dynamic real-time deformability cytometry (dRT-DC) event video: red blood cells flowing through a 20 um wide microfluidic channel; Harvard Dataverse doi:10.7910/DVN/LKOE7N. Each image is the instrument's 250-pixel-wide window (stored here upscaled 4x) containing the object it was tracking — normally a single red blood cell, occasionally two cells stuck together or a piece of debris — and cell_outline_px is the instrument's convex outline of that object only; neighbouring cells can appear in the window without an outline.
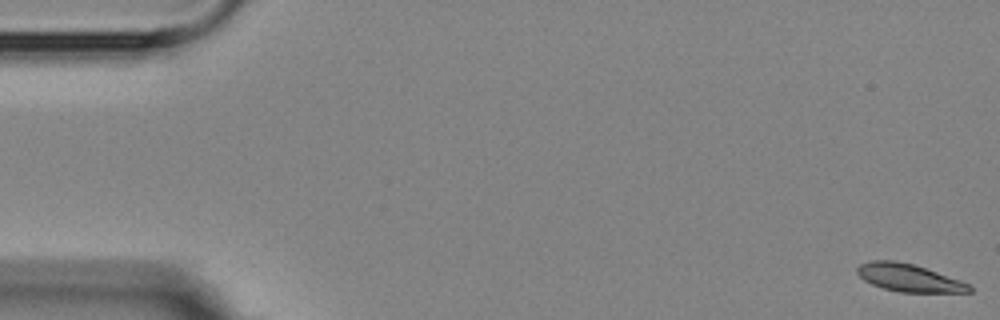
{"species": "Egyptian fruit bat (a non-hibernating species)", "species_latin": "Rousettus aegyptiacus", "temperature_condition": "room temperature", "stored_images_in_passage": 6, "camera_frame_rate_fps": 3000, "um_per_image_px": 0.085, "animal": {"sex": "female"}, "frame": {"image": 1, "passage_image": 1, "time_ms": 0.0, "image_size_px": [1000, 320], "cell_outline_px": [[972, 292], [900, 292], [884, 288], [872, 284], [864, 280], [856, 272], [856, 268], [860, 264], [872, 260], [896, 260], [912, 264], [972, 284]], "centroid_in_image_um": [77.26, 23.61], "position_along_channel_um": 7.7, "area_um2": 17.92}}
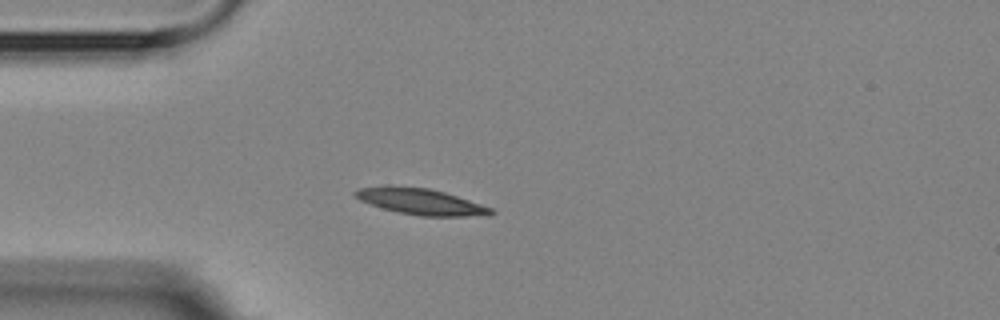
{"frame": {"image": 2, "passage_image": 5, "time_ms": 4.667, "image_size_px": [1000, 320], "cell_outline_px": [[496, 212], [488, 216], [420, 216], [400, 212], [384, 208], [360, 200], [352, 192], [360, 188], [428, 188], [444, 192], [492, 208]], "centroid_in_image_um": [35.89, 17.18], "position_along_channel_um": 49.1, "area_um2": 19.65}}